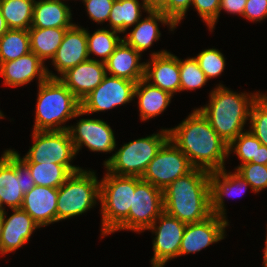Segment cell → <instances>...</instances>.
<instances>
[{"mask_svg": "<svg viewBox=\"0 0 267 267\" xmlns=\"http://www.w3.org/2000/svg\"><path fill=\"white\" fill-rule=\"evenodd\" d=\"M169 139L188 157L194 168L219 171L229 158L228 144L215 132L196 108L186 119L167 128Z\"/></svg>", "mask_w": 267, "mask_h": 267, "instance_id": "cell-1", "label": "cell"}, {"mask_svg": "<svg viewBox=\"0 0 267 267\" xmlns=\"http://www.w3.org/2000/svg\"><path fill=\"white\" fill-rule=\"evenodd\" d=\"M164 212L186 224L198 223L212 215L209 172L194 168L163 190Z\"/></svg>", "mask_w": 267, "mask_h": 267, "instance_id": "cell-2", "label": "cell"}, {"mask_svg": "<svg viewBox=\"0 0 267 267\" xmlns=\"http://www.w3.org/2000/svg\"><path fill=\"white\" fill-rule=\"evenodd\" d=\"M255 93L234 92L219 83L210 91L209 103L197 108L209 121L215 132L229 145L246 129L253 102L260 95Z\"/></svg>", "mask_w": 267, "mask_h": 267, "instance_id": "cell-3", "label": "cell"}, {"mask_svg": "<svg viewBox=\"0 0 267 267\" xmlns=\"http://www.w3.org/2000/svg\"><path fill=\"white\" fill-rule=\"evenodd\" d=\"M37 87L33 131L68 130L67 121L85 115L81 102L59 78L48 77Z\"/></svg>", "mask_w": 267, "mask_h": 267, "instance_id": "cell-4", "label": "cell"}, {"mask_svg": "<svg viewBox=\"0 0 267 267\" xmlns=\"http://www.w3.org/2000/svg\"><path fill=\"white\" fill-rule=\"evenodd\" d=\"M105 172L100 180L101 238L115 233L128 218L135 193V176Z\"/></svg>", "mask_w": 267, "mask_h": 267, "instance_id": "cell-5", "label": "cell"}, {"mask_svg": "<svg viewBox=\"0 0 267 267\" xmlns=\"http://www.w3.org/2000/svg\"><path fill=\"white\" fill-rule=\"evenodd\" d=\"M168 139V129L162 128L147 137L129 141L105 159L103 165L109 173L141 178L150 161Z\"/></svg>", "mask_w": 267, "mask_h": 267, "instance_id": "cell-6", "label": "cell"}, {"mask_svg": "<svg viewBox=\"0 0 267 267\" xmlns=\"http://www.w3.org/2000/svg\"><path fill=\"white\" fill-rule=\"evenodd\" d=\"M95 173L82 168L58 188L57 222L82 215L100 202V182Z\"/></svg>", "mask_w": 267, "mask_h": 267, "instance_id": "cell-7", "label": "cell"}, {"mask_svg": "<svg viewBox=\"0 0 267 267\" xmlns=\"http://www.w3.org/2000/svg\"><path fill=\"white\" fill-rule=\"evenodd\" d=\"M31 136L33 145L22 158L18 151L10 149L23 163H56L72 173L82 169L71 164L77 154L68 130L33 131Z\"/></svg>", "mask_w": 267, "mask_h": 267, "instance_id": "cell-8", "label": "cell"}, {"mask_svg": "<svg viewBox=\"0 0 267 267\" xmlns=\"http://www.w3.org/2000/svg\"><path fill=\"white\" fill-rule=\"evenodd\" d=\"M164 212L163 190L135 176V193L128 218L115 230L146 231Z\"/></svg>", "mask_w": 267, "mask_h": 267, "instance_id": "cell-9", "label": "cell"}, {"mask_svg": "<svg viewBox=\"0 0 267 267\" xmlns=\"http://www.w3.org/2000/svg\"><path fill=\"white\" fill-rule=\"evenodd\" d=\"M193 169L188 157L168 139L150 161L141 179L164 190Z\"/></svg>", "mask_w": 267, "mask_h": 267, "instance_id": "cell-10", "label": "cell"}, {"mask_svg": "<svg viewBox=\"0 0 267 267\" xmlns=\"http://www.w3.org/2000/svg\"><path fill=\"white\" fill-rule=\"evenodd\" d=\"M136 82L106 75L103 81L81 101L85 115L130 103L134 100Z\"/></svg>", "mask_w": 267, "mask_h": 267, "instance_id": "cell-11", "label": "cell"}, {"mask_svg": "<svg viewBox=\"0 0 267 267\" xmlns=\"http://www.w3.org/2000/svg\"><path fill=\"white\" fill-rule=\"evenodd\" d=\"M186 225V223L163 212L147 229L155 234L152 240L151 267H164L168 261L179 257V249Z\"/></svg>", "mask_w": 267, "mask_h": 267, "instance_id": "cell-12", "label": "cell"}, {"mask_svg": "<svg viewBox=\"0 0 267 267\" xmlns=\"http://www.w3.org/2000/svg\"><path fill=\"white\" fill-rule=\"evenodd\" d=\"M70 125L68 132L76 154L83 146L92 152L111 153L117 146L114 131L103 119L82 118Z\"/></svg>", "mask_w": 267, "mask_h": 267, "instance_id": "cell-13", "label": "cell"}, {"mask_svg": "<svg viewBox=\"0 0 267 267\" xmlns=\"http://www.w3.org/2000/svg\"><path fill=\"white\" fill-rule=\"evenodd\" d=\"M89 59L87 47V28L74 24L67 29L57 52L51 60L56 73H52L47 67L49 78H60L69 69Z\"/></svg>", "mask_w": 267, "mask_h": 267, "instance_id": "cell-14", "label": "cell"}, {"mask_svg": "<svg viewBox=\"0 0 267 267\" xmlns=\"http://www.w3.org/2000/svg\"><path fill=\"white\" fill-rule=\"evenodd\" d=\"M229 220L212 214L206 220L198 223H188L184 230L179 257L197 253L211 244L223 240Z\"/></svg>", "mask_w": 267, "mask_h": 267, "instance_id": "cell-15", "label": "cell"}, {"mask_svg": "<svg viewBox=\"0 0 267 267\" xmlns=\"http://www.w3.org/2000/svg\"><path fill=\"white\" fill-rule=\"evenodd\" d=\"M150 57L145 62L144 79L173 96L180 93L179 58L167 50L151 52Z\"/></svg>", "mask_w": 267, "mask_h": 267, "instance_id": "cell-16", "label": "cell"}, {"mask_svg": "<svg viewBox=\"0 0 267 267\" xmlns=\"http://www.w3.org/2000/svg\"><path fill=\"white\" fill-rule=\"evenodd\" d=\"M0 76L3 84L8 87H21L33 82L36 78L38 85L47 78V65L33 52H29L18 59L0 63Z\"/></svg>", "mask_w": 267, "mask_h": 267, "instance_id": "cell-17", "label": "cell"}, {"mask_svg": "<svg viewBox=\"0 0 267 267\" xmlns=\"http://www.w3.org/2000/svg\"><path fill=\"white\" fill-rule=\"evenodd\" d=\"M209 183L211 213L225 219H227V213L224 198L243 195L247 188H251L250 184L236 171L228 173L225 168L209 172Z\"/></svg>", "mask_w": 267, "mask_h": 267, "instance_id": "cell-18", "label": "cell"}, {"mask_svg": "<svg viewBox=\"0 0 267 267\" xmlns=\"http://www.w3.org/2000/svg\"><path fill=\"white\" fill-rule=\"evenodd\" d=\"M11 216H7V211L2 215L3 230L0 240V255L8 253L28 244L33 232L40 227L33 218L23 209H11ZM7 217V218H6Z\"/></svg>", "mask_w": 267, "mask_h": 267, "instance_id": "cell-19", "label": "cell"}, {"mask_svg": "<svg viewBox=\"0 0 267 267\" xmlns=\"http://www.w3.org/2000/svg\"><path fill=\"white\" fill-rule=\"evenodd\" d=\"M107 75L105 63L88 59L69 69L59 79L81 102Z\"/></svg>", "mask_w": 267, "mask_h": 267, "instance_id": "cell-20", "label": "cell"}, {"mask_svg": "<svg viewBox=\"0 0 267 267\" xmlns=\"http://www.w3.org/2000/svg\"><path fill=\"white\" fill-rule=\"evenodd\" d=\"M0 198L10 209L21 208L24 198L21 160L8 148L0 157Z\"/></svg>", "mask_w": 267, "mask_h": 267, "instance_id": "cell-21", "label": "cell"}, {"mask_svg": "<svg viewBox=\"0 0 267 267\" xmlns=\"http://www.w3.org/2000/svg\"><path fill=\"white\" fill-rule=\"evenodd\" d=\"M145 18H141L133 29L122 40L136 51L142 54L147 51L154 42L159 41L161 32L159 23L168 25L169 31H174L177 27L162 11L149 10Z\"/></svg>", "mask_w": 267, "mask_h": 267, "instance_id": "cell-22", "label": "cell"}, {"mask_svg": "<svg viewBox=\"0 0 267 267\" xmlns=\"http://www.w3.org/2000/svg\"><path fill=\"white\" fill-rule=\"evenodd\" d=\"M57 201L58 189L35 185L24 194L21 209L41 228L57 222Z\"/></svg>", "mask_w": 267, "mask_h": 267, "instance_id": "cell-23", "label": "cell"}, {"mask_svg": "<svg viewBox=\"0 0 267 267\" xmlns=\"http://www.w3.org/2000/svg\"><path fill=\"white\" fill-rule=\"evenodd\" d=\"M141 57V53L122 40L105 62L106 73L137 83L145 75V62L141 63Z\"/></svg>", "mask_w": 267, "mask_h": 267, "instance_id": "cell-24", "label": "cell"}, {"mask_svg": "<svg viewBox=\"0 0 267 267\" xmlns=\"http://www.w3.org/2000/svg\"><path fill=\"white\" fill-rule=\"evenodd\" d=\"M65 0H35L31 27L71 28L72 10Z\"/></svg>", "mask_w": 267, "mask_h": 267, "instance_id": "cell-25", "label": "cell"}, {"mask_svg": "<svg viewBox=\"0 0 267 267\" xmlns=\"http://www.w3.org/2000/svg\"><path fill=\"white\" fill-rule=\"evenodd\" d=\"M137 98L141 121L154 119L162 114L171 103L173 95L168 91L151 85L144 78L136 83L134 99Z\"/></svg>", "mask_w": 267, "mask_h": 267, "instance_id": "cell-26", "label": "cell"}, {"mask_svg": "<svg viewBox=\"0 0 267 267\" xmlns=\"http://www.w3.org/2000/svg\"><path fill=\"white\" fill-rule=\"evenodd\" d=\"M148 11L144 0H115L110 11L108 26L124 34L142 18V12Z\"/></svg>", "mask_w": 267, "mask_h": 267, "instance_id": "cell-27", "label": "cell"}, {"mask_svg": "<svg viewBox=\"0 0 267 267\" xmlns=\"http://www.w3.org/2000/svg\"><path fill=\"white\" fill-rule=\"evenodd\" d=\"M70 28H34L28 29L31 52L35 53L44 63L55 56L63 36Z\"/></svg>", "mask_w": 267, "mask_h": 267, "instance_id": "cell-28", "label": "cell"}, {"mask_svg": "<svg viewBox=\"0 0 267 267\" xmlns=\"http://www.w3.org/2000/svg\"><path fill=\"white\" fill-rule=\"evenodd\" d=\"M35 0H0V10L9 29L28 30Z\"/></svg>", "mask_w": 267, "mask_h": 267, "instance_id": "cell-29", "label": "cell"}, {"mask_svg": "<svg viewBox=\"0 0 267 267\" xmlns=\"http://www.w3.org/2000/svg\"><path fill=\"white\" fill-rule=\"evenodd\" d=\"M102 28L94 33H90L87 29V47L89 59H92L91 54H93L101 58L100 62L105 63L122 41V37L119 36L120 32L107 29V26Z\"/></svg>", "mask_w": 267, "mask_h": 267, "instance_id": "cell-30", "label": "cell"}, {"mask_svg": "<svg viewBox=\"0 0 267 267\" xmlns=\"http://www.w3.org/2000/svg\"><path fill=\"white\" fill-rule=\"evenodd\" d=\"M34 179L35 185L58 189L72 172L65 166L56 163H24Z\"/></svg>", "mask_w": 267, "mask_h": 267, "instance_id": "cell-31", "label": "cell"}, {"mask_svg": "<svg viewBox=\"0 0 267 267\" xmlns=\"http://www.w3.org/2000/svg\"><path fill=\"white\" fill-rule=\"evenodd\" d=\"M29 52L28 30L8 29L0 37V63L13 61Z\"/></svg>", "mask_w": 267, "mask_h": 267, "instance_id": "cell-32", "label": "cell"}, {"mask_svg": "<svg viewBox=\"0 0 267 267\" xmlns=\"http://www.w3.org/2000/svg\"><path fill=\"white\" fill-rule=\"evenodd\" d=\"M261 142L248 129L240 133L229 145L228 155L232 152L240 159V165L246 163H257V154Z\"/></svg>", "mask_w": 267, "mask_h": 267, "instance_id": "cell-33", "label": "cell"}, {"mask_svg": "<svg viewBox=\"0 0 267 267\" xmlns=\"http://www.w3.org/2000/svg\"><path fill=\"white\" fill-rule=\"evenodd\" d=\"M180 92L202 88L208 82L195 57L179 58Z\"/></svg>", "mask_w": 267, "mask_h": 267, "instance_id": "cell-34", "label": "cell"}, {"mask_svg": "<svg viewBox=\"0 0 267 267\" xmlns=\"http://www.w3.org/2000/svg\"><path fill=\"white\" fill-rule=\"evenodd\" d=\"M249 130L262 145L267 146V93H262L253 102L250 109Z\"/></svg>", "mask_w": 267, "mask_h": 267, "instance_id": "cell-35", "label": "cell"}, {"mask_svg": "<svg viewBox=\"0 0 267 267\" xmlns=\"http://www.w3.org/2000/svg\"><path fill=\"white\" fill-rule=\"evenodd\" d=\"M197 59L200 69L205 73L207 80L220 76L226 67V59L220 50L208 48L198 53Z\"/></svg>", "mask_w": 267, "mask_h": 267, "instance_id": "cell-36", "label": "cell"}, {"mask_svg": "<svg viewBox=\"0 0 267 267\" xmlns=\"http://www.w3.org/2000/svg\"><path fill=\"white\" fill-rule=\"evenodd\" d=\"M235 171L250 184L254 193L267 188V165L249 162L238 165Z\"/></svg>", "mask_w": 267, "mask_h": 267, "instance_id": "cell-37", "label": "cell"}, {"mask_svg": "<svg viewBox=\"0 0 267 267\" xmlns=\"http://www.w3.org/2000/svg\"><path fill=\"white\" fill-rule=\"evenodd\" d=\"M193 9H195L205 22L209 31L215 29V24L219 19L220 0H192Z\"/></svg>", "mask_w": 267, "mask_h": 267, "instance_id": "cell-38", "label": "cell"}, {"mask_svg": "<svg viewBox=\"0 0 267 267\" xmlns=\"http://www.w3.org/2000/svg\"><path fill=\"white\" fill-rule=\"evenodd\" d=\"M115 0H84L82 3L85 6V10L89 18L98 23L102 24L107 22L110 16Z\"/></svg>", "mask_w": 267, "mask_h": 267, "instance_id": "cell-39", "label": "cell"}, {"mask_svg": "<svg viewBox=\"0 0 267 267\" xmlns=\"http://www.w3.org/2000/svg\"><path fill=\"white\" fill-rule=\"evenodd\" d=\"M192 0H169L168 3L160 10L162 11L176 26L186 17Z\"/></svg>", "mask_w": 267, "mask_h": 267, "instance_id": "cell-40", "label": "cell"}, {"mask_svg": "<svg viewBox=\"0 0 267 267\" xmlns=\"http://www.w3.org/2000/svg\"><path fill=\"white\" fill-rule=\"evenodd\" d=\"M243 18L254 23H261L267 18V0H247Z\"/></svg>", "mask_w": 267, "mask_h": 267, "instance_id": "cell-41", "label": "cell"}, {"mask_svg": "<svg viewBox=\"0 0 267 267\" xmlns=\"http://www.w3.org/2000/svg\"><path fill=\"white\" fill-rule=\"evenodd\" d=\"M247 0H220L219 16L221 10L228 14L240 15L243 17Z\"/></svg>", "mask_w": 267, "mask_h": 267, "instance_id": "cell-42", "label": "cell"}, {"mask_svg": "<svg viewBox=\"0 0 267 267\" xmlns=\"http://www.w3.org/2000/svg\"><path fill=\"white\" fill-rule=\"evenodd\" d=\"M22 192L26 194L34 186L35 182L28 167L21 161Z\"/></svg>", "mask_w": 267, "mask_h": 267, "instance_id": "cell-43", "label": "cell"}, {"mask_svg": "<svg viewBox=\"0 0 267 267\" xmlns=\"http://www.w3.org/2000/svg\"><path fill=\"white\" fill-rule=\"evenodd\" d=\"M149 10L160 11L169 0H144Z\"/></svg>", "mask_w": 267, "mask_h": 267, "instance_id": "cell-44", "label": "cell"}, {"mask_svg": "<svg viewBox=\"0 0 267 267\" xmlns=\"http://www.w3.org/2000/svg\"><path fill=\"white\" fill-rule=\"evenodd\" d=\"M257 164L267 165V146L260 145L257 154Z\"/></svg>", "mask_w": 267, "mask_h": 267, "instance_id": "cell-45", "label": "cell"}, {"mask_svg": "<svg viewBox=\"0 0 267 267\" xmlns=\"http://www.w3.org/2000/svg\"><path fill=\"white\" fill-rule=\"evenodd\" d=\"M8 26L0 10V37L8 30Z\"/></svg>", "mask_w": 267, "mask_h": 267, "instance_id": "cell-46", "label": "cell"}, {"mask_svg": "<svg viewBox=\"0 0 267 267\" xmlns=\"http://www.w3.org/2000/svg\"><path fill=\"white\" fill-rule=\"evenodd\" d=\"M266 229H267V226H266ZM263 253H264V256H263V265L262 266L267 267V232H266L265 247L263 249Z\"/></svg>", "mask_w": 267, "mask_h": 267, "instance_id": "cell-47", "label": "cell"}, {"mask_svg": "<svg viewBox=\"0 0 267 267\" xmlns=\"http://www.w3.org/2000/svg\"><path fill=\"white\" fill-rule=\"evenodd\" d=\"M5 212H6V209L3 206L2 200L0 198V215H3Z\"/></svg>", "mask_w": 267, "mask_h": 267, "instance_id": "cell-48", "label": "cell"}, {"mask_svg": "<svg viewBox=\"0 0 267 267\" xmlns=\"http://www.w3.org/2000/svg\"><path fill=\"white\" fill-rule=\"evenodd\" d=\"M2 230H3V220H2V215H0V240L2 237Z\"/></svg>", "mask_w": 267, "mask_h": 267, "instance_id": "cell-49", "label": "cell"}, {"mask_svg": "<svg viewBox=\"0 0 267 267\" xmlns=\"http://www.w3.org/2000/svg\"><path fill=\"white\" fill-rule=\"evenodd\" d=\"M5 118V115L3 114V112L0 110V119Z\"/></svg>", "mask_w": 267, "mask_h": 267, "instance_id": "cell-50", "label": "cell"}]
</instances>
